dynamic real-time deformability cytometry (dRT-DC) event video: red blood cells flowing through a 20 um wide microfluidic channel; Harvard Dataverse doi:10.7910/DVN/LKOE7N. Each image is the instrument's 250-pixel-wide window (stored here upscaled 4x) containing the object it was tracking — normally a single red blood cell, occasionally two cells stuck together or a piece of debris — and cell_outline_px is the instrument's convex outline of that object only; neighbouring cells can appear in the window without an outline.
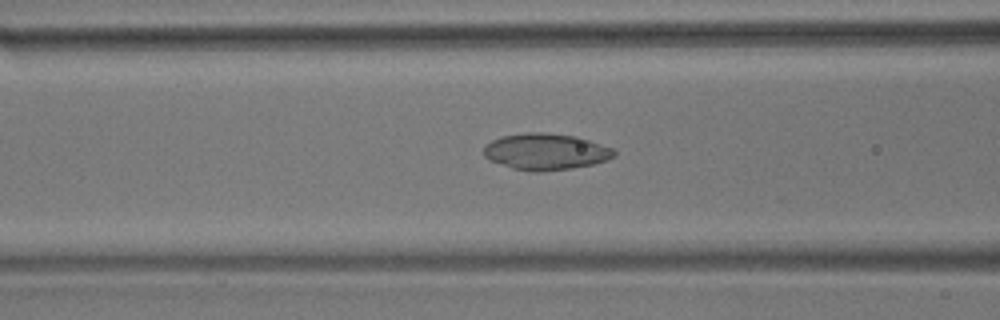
{"species": "common noctule bat (a hibernating species)", "species_latin": "Nyctalus noctula", "temperature_condition": "room temperature", "stored_images_in_passage": 56, "camera_frame_rate_fps": 3000, "um_per_image_px": 0.085, "animal": {"sex": "male", "body_mass_g": 17.9}, "frame": {"image": 1, "passage_image": 22, "time_ms": 7.0, "image_size_px": [1000, 320], "cell_outline_px": [[616, 156], [608, 160], [592, 164], [572, 168], [540, 172], [528, 172], [512, 168], [488, 160], [484, 156], [484, 148], [492, 140], [500, 136], [524, 132], [548, 132], [576, 136], [616, 148]], "centroid_in_image_um": [46.41, 12.89], "position_along_channel_um": 120.2, "area_um2": 28.15}}
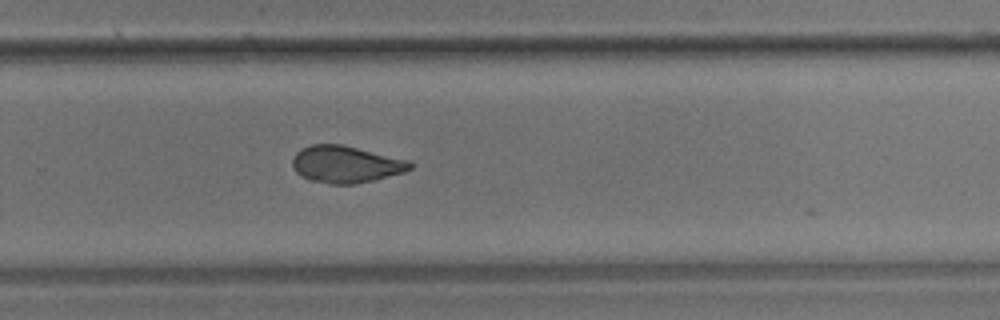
{"frame": {"image": 2, "passage_image": 37, "time_ms": 12.0, "image_size_px": [1000, 320], "cell_outline_px": [[412, 168], [404, 172], [376, 180], [352, 184], [328, 184], [312, 180], [300, 176], [292, 168], [292, 160], [296, 152], [300, 148], [312, 144], [344, 144], [408, 160], [412, 164]], "centroid_in_image_um": [29.37, 13.96], "position_along_channel_um": 300.4, "area_um2": 25.55}}
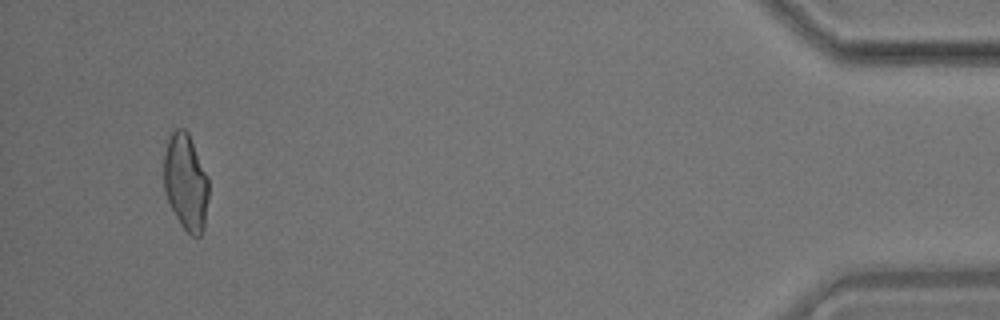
{"frame": {"image": 3, "passage_image": 53, "time_ms": 17.333, "image_size_px": [1000, 320], "cell_outline_px": [[208, 196], [204, 228], [200, 236], [192, 236], [180, 224], [168, 200], [164, 188], [164, 156], [168, 140], [172, 132], [176, 128], [184, 128], [188, 132], [208, 176]], "centroid_in_image_um": [15.8, 15.47], "position_along_channel_um": 419.4, "area_um2": 25.03}, "authors_computed_cell_mechanics": {"area_um2": 25.8944, "velocity_mm_per_s": 3.6102, "shape_relaxation_time_tau1_ms": null, "shape_relaxation_time_tau2_ms": 2.723, "deformation_change_tau1": null, "deformation_change_tau2": 0.0835}}